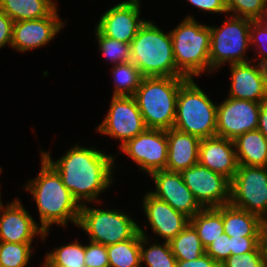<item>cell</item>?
I'll list each match as a JSON object with an SVG mask.
<instances>
[{
    "mask_svg": "<svg viewBox=\"0 0 267 267\" xmlns=\"http://www.w3.org/2000/svg\"><path fill=\"white\" fill-rule=\"evenodd\" d=\"M176 267H220V264L204 253L195 260H177Z\"/></svg>",
    "mask_w": 267,
    "mask_h": 267,
    "instance_id": "41",
    "label": "cell"
},
{
    "mask_svg": "<svg viewBox=\"0 0 267 267\" xmlns=\"http://www.w3.org/2000/svg\"><path fill=\"white\" fill-rule=\"evenodd\" d=\"M184 183L202 208L230 203L231 181L199 163L181 172Z\"/></svg>",
    "mask_w": 267,
    "mask_h": 267,
    "instance_id": "11",
    "label": "cell"
},
{
    "mask_svg": "<svg viewBox=\"0 0 267 267\" xmlns=\"http://www.w3.org/2000/svg\"><path fill=\"white\" fill-rule=\"evenodd\" d=\"M132 1H134V2H136V3H138V4H141V3H140V0H132Z\"/></svg>",
    "mask_w": 267,
    "mask_h": 267,
    "instance_id": "45",
    "label": "cell"
},
{
    "mask_svg": "<svg viewBox=\"0 0 267 267\" xmlns=\"http://www.w3.org/2000/svg\"><path fill=\"white\" fill-rule=\"evenodd\" d=\"M56 7L53 0H0V11L14 22L44 18Z\"/></svg>",
    "mask_w": 267,
    "mask_h": 267,
    "instance_id": "24",
    "label": "cell"
},
{
    "mask_svg": "<svg viewBox=\"0 0 267 267\" xmlns=\"http://www.w3.org/2000/svg\"><path fill=\"white\" fill-rule=\"evenodd\" d=\"M259 239L260 246L267 252V213L260 216Z\"/></svg>",
    "mask_w": 267,
    "mask_h": 267,
    "instance_id": "43",
    "label": "cell"
},
{
    "mask_svg": "<svg viewBox=\"0 0 267 267\" xmlns=\"http://www.w3.org/2000/svg\"><path fill=\"white\" fill-rule=\"evenodd\" d=\"M32 249V243H8L0 241V266L26 267L30 257L33 255Z\"/></svg>",
    "mask_w": 267,
    "mask_h": 267,
    "instance_id": "31",
    "label": "cell"
},
{
    "mask_svg": "<svg viewBox=\"0 0 267 267\" xmlns=\"http://www.w3.org/2000/svg\"><path fill=\"white\" fill-rule=\"evenodd\" d=\"M45 255V263L42 267H86L84 263L85 245L78 240L58 246Z\"/></svg>",
    "mask_w": 267,
    "mask_h": 267,
    "instance_id": "29",
    "label": "cell"
},
{
    "mask_svg": "<svg viewBox=\"0 0 267 267\" xmlns=\"http://www.w3.org/2000/svg\"><path fill=\"white\" fill-rule=\"evenodd\" d=\"M185 77H143L134 98L146 128L172 129L176 103Z\"/></svg>",
    "mask_w": 267,
    "mask_h": 267,
    "instance_id": "4",
    "label": "cell"
},
{
    "mask_svg": "<svg viewBox=\"0 0 267 267\" xmlns=\"http://www.w3.org/2000/svg\"><path fill=\"white\" fill-rule=\"evenodd\" d=\"M142 206L153 233L164 241L175 238L190 223L189 217L150 192L145 194Z\"/></svg>",
    "mask_w": 267,
    "mask_h": 267,
    "instance_id": "19",
    "label": "cell"
},
{
    "mask_svg": "<svg viewBox=\"0 0 267 267\" xmlns=\"http://www.w3.org/2000/svg\"><path fill=\"white\" fill-rule=\"evenodd\" d=\"M140 5L132 0L120 2L102 14L96 28L106 37L130 44L141 26Z\"/></svg>",
    "mask_w": 267,
    "mask_h": 267,
    "instance_id": "16",
    "label": "cell"
},
{
    "mask_svg": "<svg viewBox=\"0 0 267 267\" xmlns=\"http://www.w3.org/2000/svg\"><path fill=\"white\" fill-rule=\"evenodd\" d=\"M198 163L231 181L238 169L234 140L220 136L201 139Z\"/></svg>",
    "mask_w": 267,
    "mask_h": 267,
    "instance_id": "20",
    "label": "cell"
},
{
    "mask_svg": "<svg viewBox=\"0 0 267 267\" xmlns=\"http://www.w3.org/2000/svg\"><path fill=\"white\" fill-rule=\"evenodd\" d=\"M190 224L195 228L206 248L218 236L225 233L223 228V205L217 208H202L191 219Z\"/></svg>",
    "mask_w": 267,
    "mask_h": 267,
    "instance_id": "25",
    "label": "cell"
},
{
    "mask_svg": "<svg viewBox=\"0 0 267 267\" xmlns=\"http://www.w3.org/2000/svg\"><path fill=\"white\" fill-rule=\"evenodd\" d=\"M234 144L238 165L266 167L267 138L258 129L238 136Z\"/></svg>",
    "mask_w": 267,
    "mask_h": 267,
    "instance_id": "22",
    "label": "cell"
},
{
    "mask_svg": "<svg viewBox=\"0 0 267 267\" xmlns=\"http://www.w3.org/2000/svg\"><path fill=\"white\" fill-rule=\"evenodd\" d=\"M17 198L0 207V241L8 243H33V238L40 235L46 238L49 231H44Z\"/></svg>",
    "mask_w": 267,
    "mask_h": 267,
    "instance_id": "15",
    "label": "cell"
},
{
    "mask_svg": "<svg viewBox=\"0 0 267 267\" xmlns=\"http://www.w3.org/2000/svg\"><path fill=\"white\" fill-rule=\"evenodd\" d=\"M131 62L143 77H184L177 69L170 32L146 20L130 43Z\"/></svg>",
    "mask_w": 267,
    "mask_h": 267,
    "instance_id": "3",
    "label": "cell"
},
{
    "mask_svg": "<svg viewBox=\"0 0 267 267\" xmlns=\"http://www.w3.org/2000/svg\"><path fill=\"white\" fill-rule=\"evenodd\" d=\"M187 2L202 11L227 14L224 0H187Z\"/></svg>",
    "mask_w": 267,
    "mask_h": 267,
    "instance_id": "40",
    "label": "cell"
},
{
    "mask_svg": "<svg viewBox=\"0 0 267 267\" xmlns=\"http://www.w3.org/2000/svg\"><path fill=\"white\" fill-rule=\"evenodd\" d=\"M107 246L109 267H142L140 258V236Z\"/></svg>",
    "mask_w": 267,
    "mask_h": 267,
    "instance_id": "27",
    "label": "cell"
},
{
    "mask_svg": "<svg viewBox=\"0 0 267 267\" xmlns=\"http://www.w3.org/2000/svg\"><path fill=\"white\" fill-rule=\"evenodd\" d=\"M36 178L25 185L36 201L40 227L49 231L50 226H67L68 220L78 225L81 205L63 184L58 172L41 156V167Z\"/></svg>",
    "mask_w": 267,
    "mask_h": 267,
    "instance_id": "2",
    "label": "cell"
},
{
    "mask_svg": "<svg viewBox=\"0 0 267 267\" xmlns=\"http://www.w3.org/2000/svg\"><path fill=\"white\" fill-rule=\"evenodd\" d=\"M231 255L241 256L254 251L260 245L259 237H230Z\"/></svg>",
    "mask_w": 267,
    "mask_h": 267,
    "instance_id": "38",
    "label": "cell"
},
{
    "mask_svg": "<svg viewBox=\"0 0 267 267\" xmlns=\"http://www.w3.org/2000/svg\"><path fill=\"white\" fill-rule=\"evenodd\" d=\"M149 176L153 178L156 190L150 191V193L164 200L178 212L191 219L202 209L184 183L181 173L163 169L154 171Z\"/></svg>",
    "mask_w": 267,
    "mask_h": 267,
    "instance_id": "17",
    "label": "cell"
},
{
    "mask_svg": "<svg viewBox=\"0 0 267 267\" xmlns=\"http://www.w3.org/2000/svg\"><path fill=\"white\" fill-rule=\"evenodd\" d=\"M205 253L221 264L231 256L230 237L226 233L218 236L216 240L205 248Z\"/></svg>",
    "mask_w": 267,
    "mask_h": 267,
    "instance_id": "37",
    "label": "cell"
},
{
    "mask_svg": "<svg viewBox=\"0 0 267 267\" xmlns=\"http://www.w3.org/2000/svg\"><path fill=\"white\" fill-rule=\"evenodd\" d=\"M40 155L58 172L63 184L81 206L84 202L97 203L98 195L113 183L115 158L95 147L76 144L54 161L50 152L41 151Z\"/></svg>",
    "mask_w": 267,
    "mask_h": 267,
    "instance_id": "1",
    "label": "cell"
},
{
    "mask_svg": "<svg viewBox=\"0 0 267 267\" xmlns=\"http://www.w3.org/2000/svg\"><path fill=\"white\" fill-rule=\"evenodd\" d=\"M112 66L113 96H134L143 78L139 69L132 62Z\"/></svg>",
    "mask_w": 267,
    "mask_h": 267,
    "instance_id": "30",
    "label": "cell"
},
{
    "mask_svg": "<svg viewBox=\"0 0 267 267\" xmlns=\"http://www.w3.org/2000/svg\"><path fill=\"white\" fill-rule=\"evenodd\" d=\"M232 16L260 20L267 14V0H224Z\"/></svg>",
    "mask_w": 267,
    "mask_h": 267,
    "instance_id": "33",
    "label": "cell"
},
{
    "mask_svg": "<svg viewBox=\"0 0 267 267\" xmlns=\"http://www.w3.org/2000/svg\"><path fill=\"white\" fill-rule=\"evenodd\" d=\"M252 61L230 64L231 85L228 97L250 100L254 102L267 101V67Z\"/></svg>",
    "mask_w": 267,
    "mask_h": 267,
    "instance_id": "18",
    "label": "cell"
},
{
    "mask_svg": "<svg viewBox=\"0 0 267 267\" xmlns=\"http://www.w3.org/2000/svg\"><path fill=\"white\" fill-rule=\"evenodd\" d=\"M251 19L230 15L222 26L210 27V72L229 64L252 61L244 55L250 46Z\"/></svg>",
    "mask_w": 267,
    "mask_h": 267,
    "instance_id": "7",
    "label": "cell"
},
{
    "mask_svg": "<svg viewBox=\"0 0 267 267\" xmlns=\"http://www.w3.org/2000/svg\"><path fill=\"white\" fill-rule=\"evenodd\" d=\"M173 56L178 71L187 79L210 73V27L198 23L193 16L186 18L173 30Z\"/></svg>",
    "mask_w": 267,
    "mask_h": 267,
    "instance_id": "5",
    "label": "cell"
},
{
    "mask_svg": "<svg viewBox=\"0 0 267 267\" xmlns=\"http://www.w3.org/2000/svg\"><path fill=\"white\" fill-rule=\"evenodd\" d=\"M217 105L188 79L179 89L173 128L199 139L216 136Z\"/></svg>",
    "mask_w": 267,
    "mask_h": 267,
    "instance_id": "6",
    "label": "cell"
},
{
    "mask_svg": "<svg viewBox=\"0 0 267 267\" xmlns=\"http://www.w3.org/2000/svg\"><path fill=\"white\" fill-rule=\"evenodd\" d=\"M168 153L165 170L181 173L198 164L201 139L175 128L167 130Z\"/></svg>",
    "mask_w": 267,
    "mask_h": 267,
    "instance_id": "21",
    "label": "cell"
},
{
    "mask_svg": "<svg viewBox=\"0 0 267 267\" xmlns=\"http://www.w3.org/2000/svg\"><path fill=\"white\" fill-rule=\"evenodd\" d=\"M260 102L228 97L217 105L216 136L235 140L258 126Z\"/></svg>",
    "mask_w": 267,
    "mask_h": 267,
    "instance_id": "13",
    "label": "cell"
},
{
    "mask_svg": "<svg viewBox=\"0 0 267 267\" xmlns=\"http://www.w3.org/2000/svg\"><path fill=\"white\" fill-rule=\"evenodd\" d=\"M140 236V258L141 264L144 262L148 267H176L177 259L171 252L170 245L167 241L162 244L155 243L150 245V237L146 235L145 231L139 226ZM147 248V249H146Z\"/></svg>",
    "mask_w": 267,
    "mask_h": 267,
    "instance_id": "28",
    "label": "cell"
},
{
    "mask_svg": "<svg viewBox=\"0 0 267 267\" xmlns=\"http://www.w3.org/2000/svg\"><path fill=\"white\" fill-rule=\"evenodd\" d=\"M95 30L98 47L107 60L114 63V66L131 62L130 44L106 37L97 28Z\"/></svg>",
    "mask_w": 267,
    "mask_h": 267,
    "instance_id": "32",
    "label": "cell"
},
{
    "mask_svg": "<svg viewBox=\"0 0 267 267\" xmlns=\"http://www.w3.org/2000/svg\"><path fill=\"white\" fill-rule=\"evenodd\" d=\"M230 204L259 217L267 213L266 167L238 165L231 180Z\"/></svg>",
    "mask_w": 267,
    "mask_h": 267,
    "instance_id": "9",
    "label": "cell"
},
{
    "mask_svg": "<svg viewBox=\"0 0 267 267\" xmlns=\"http://www.w3.org/2000/svg\"><path fill=\"white\" fill-rule=\"evenodd\" d=\"M146 129L134 96H112L108 113L96 129L121 141L120 147Z\"/></svg>",
    "mask_w": 267,
    "mask_h": 267,
    "instance_id": "10",
    "label": "cell"
},
{
    "mask_svg": "<svg viewBox=\"0 0 267 267\" xmlns=\"http://www.w3.org/2000/svg\"><path fill=\"white\" fill-rule=\"evenodd\" d=\"M260 21L266 26L267 28V14L262 18L260 19Z\"/></svg>",
    "mask_w": 267,
    "mask_h": 267,
    "instance_id": "44",
    "label": "cell"
},
{
    "mask_svg": "<svg viewBox=\"0 0 267 267\" xmlns=\"http://www.w3.org/2000/svg\"><path fill=\"white\" fill-rule=\"evenodd\" d=\"M257 129L267 138V101L260 103Z\"/></svg>",
    "mask_w": 267,
    "mask_h": 267,
    "instance_id": "42",
    "label": "cell"
},
{
    "mask_svg": "<svg viewBox=\"0 0 267 267\" xmlns=\"http://www.w3.org/2000/svg\"><path fill=\"white\" fill-rule=\"evenodd\" d=\"M64 24L57 7L44 18L14 22L11 47L20 52L44 47L56 37Z\"/></svg>",
    "mask_w": 267,
    "mask_h": 267,
    "instance_id": "14",
    "label": "cell"
},
{
    "mask_svg": "<svg viewBox=\"0 0 267 267\" xmlns=\"http://www.w3.org/2000/svg\"><path fill=\"white\" fill-rule=\"evenodd\" d=\"M14 21L4 12L0 11V48L7 44L11 46Z\"/></svg>",
    "mask_w": 267,
    "mask_h": 267,
    "instance_id": "39",
    "label": "cell"
},
{
    "mask_svg": "<svg viewBox=\"0 0 267 267\" xmlns=\"http://www.w3.org/2000/svg\"><path fill=\"white\" fill-rule=\"evenodd\" d=\"M220 267H267V252L259 245L254 251L241 256L231 255Z\"/></svg>",
    "mask_w": 267,
    "mask_h": 267,
    "instance_id": "34",
    "label": "cell"
},
{
    "mask_svg": "<svg viewBox=\"0 0 267 267\" xmlns=\"http://www.w3.org/2000/svg\"><path fill=\"white\" fill-rule=\"evenodd\" d=\"M84 263L86 267H109L107 246L90 241L85 245Z\"/></svg>",
    "mask_w": 267,
    "mask_h": 267,
    "instance_id": "36",
    "label": "cell"
},
{
    "mask_svg": "<svg viewBox=\"0 0 267 267\" xmlns=\"http://www.w3.org/2000/svg\"><path fill=\"white\" fill-rule=\"evenodd\" d=\"M1 201H2V200H1V194H0V207H1V205L3 204Z\"/></svg>",
    "mask_w": 267,
    "mask_h": 267,
    "instance_id": "46",
    "label": "cell"
},
{
    "mask_svg": "<svg viewBox=\"0 0 267 267\" xmlns=\"http://www.w3.org/2000/svg\"><path fill=\"white\" fill-rule=\"evenodd\" d=\"M260 217L233 205H223V228L229 237H259Z\"/></svg>",
    "mask_w": 267,
    "mask_h": 267,
    "instance_id": "23",
    "label": "cell"
},
{
    "mask_svg": "<svg viewBox=\"0 0 267 267\" xmlns=\"http://www.w3.org/2000/svg\"><path fill=\"white\" fill-rule=\"evenodd\" d=\"M168 243L177 260H195L205 253V247L190 223Z\"/></svg>",
    "mask_w": 267,
    "mask_h": 267,
    "instance_id": "26",
    "label": "cell"
},
{
    "mask_svg": "<svg viewBox=\"0 0 267 267\" xmlns=\"http://www.w3.org/2000/svg\"><path fill=\"white\" fill-rule=\"evenodd\" d=\"M120 150L148 175L163 170L167 163V130L146 128L121 146Z\"/></svg>",
    "mask_w": 267,
    "mask_h": 267,
    "instance_id": "12",
    "label": "cell"
},
{
    "mask_svg": "<svg viewBox=\"0 0 267 267\" xmlns=\"http://www.w3.org/2000/svg\"><path fill=\"white\" fill-rule=\"evenodd\" d=\"M81 206L78 227L89 236V241L105 246L127 241L139 232V225L128 214L116 209Z\"/></svg>",
    "mask_w": 267,
    "mask_h": 267,
    "instance_id": "8",
    "label": "cell"
},
{
    "mask_svg": "<svg viewBox=\"0 0 267 267\" xmlns=\"http://www.w3.org/2000/svg\"><path fill=\"white\" fill-rule=\"evenodd\" d=\"M250 45L259 48V64L267 67V28L260 20H252L250 27ZM266 46V47H263ZM266 48L261 50L260 48ZM260 56V57H259Z\"/></svg>",
    "mask_w": 267,
    "mask_h": 267,
    "instance_id": "35",
    "label": "cell"
}]
</instances>
